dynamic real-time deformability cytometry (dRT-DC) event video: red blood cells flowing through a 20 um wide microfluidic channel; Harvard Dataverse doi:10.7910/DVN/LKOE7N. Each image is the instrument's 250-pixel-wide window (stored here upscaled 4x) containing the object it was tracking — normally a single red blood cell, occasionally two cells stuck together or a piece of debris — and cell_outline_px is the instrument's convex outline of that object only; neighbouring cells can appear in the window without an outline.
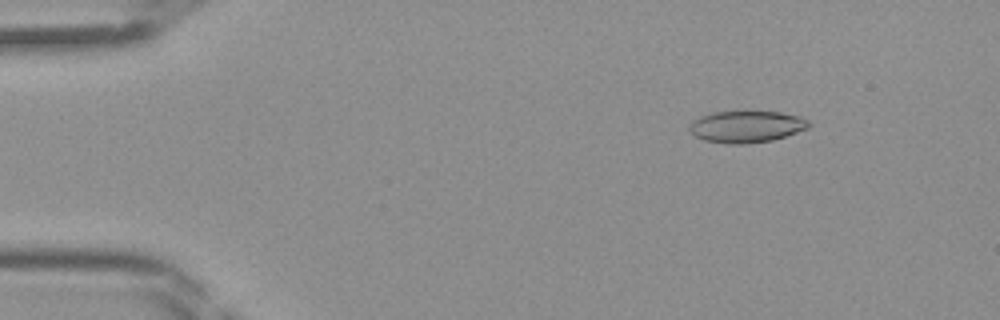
{"species": "Egyptian fruit bat (a non-hibernating species)", "species_latin": "Rousettus aegyptiacus", "temperature_condition": "room temperature", "stored_images_in_passage": 45, "camera_frame_rate_fps": 3000, "um_per_image_px": 0.085, "frame": {"image": 1, "passage_image": 6, "time_ms": 1.667, "image_size_px": [1000, 320], "cell_outline_px": [[812, 124], [808, 128], [772, 140], [744, 144], [728, 144], [704, 140], [696, 136], [688, 128], [692, 120], [700, 116], [712, 112], [780, 112], [800, 116], [808, 120]], "centroid_in_image_um": [63.44, 10.76], "position_along_channel_um": 21.6, "area_um2": 21.96}}
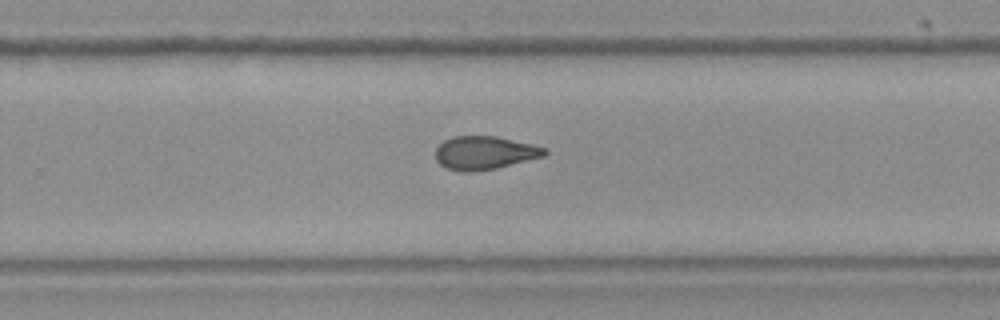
{"frame": {"image": 2, "passage_image": 29, "time_ms": 9.333, "image_size_px": [1000, 320], "cell_outline_px": [[548, 152], [544, 156], [496, 168], [472, 172], [460, 172], [444, 168], [436, 160], [436, 148], [444, 140], [452, 136], [496, 136], [532, 144], [544, 148]], "centroid_in_image_um": [41.15, 12.99], "position_along_channel_um": 288.7, "area_um2": 21.21}}
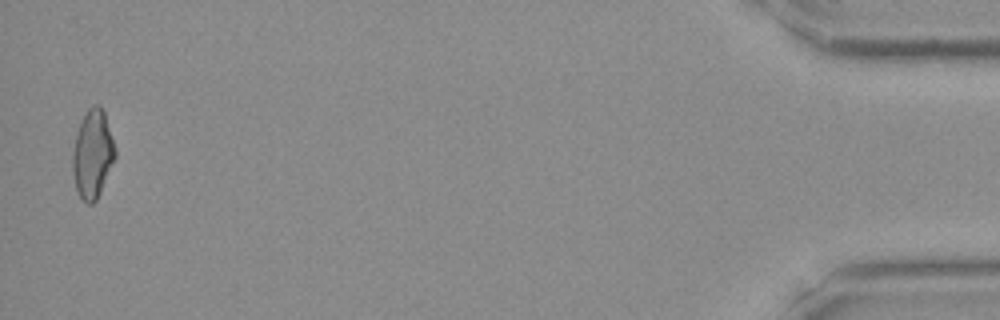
{"frame": {"image": 3, "passage_image": 44, "time_ms": 14.333, "image_size_px": [1000, 320], "cell_outline_px": [[116, 156], [100, 192], [96, 200], [92, 204], [84, 204], [80, 200], [76, 188], [72, 172], [72, 152], [76, 132], [88, 108], [96, 104], [100, 104], [104, 112], [116, 148]], "centroid_in_image_um": [7.86, 13.13], "position_along_channel_um": 427.3, "area_um2": 22.02}}